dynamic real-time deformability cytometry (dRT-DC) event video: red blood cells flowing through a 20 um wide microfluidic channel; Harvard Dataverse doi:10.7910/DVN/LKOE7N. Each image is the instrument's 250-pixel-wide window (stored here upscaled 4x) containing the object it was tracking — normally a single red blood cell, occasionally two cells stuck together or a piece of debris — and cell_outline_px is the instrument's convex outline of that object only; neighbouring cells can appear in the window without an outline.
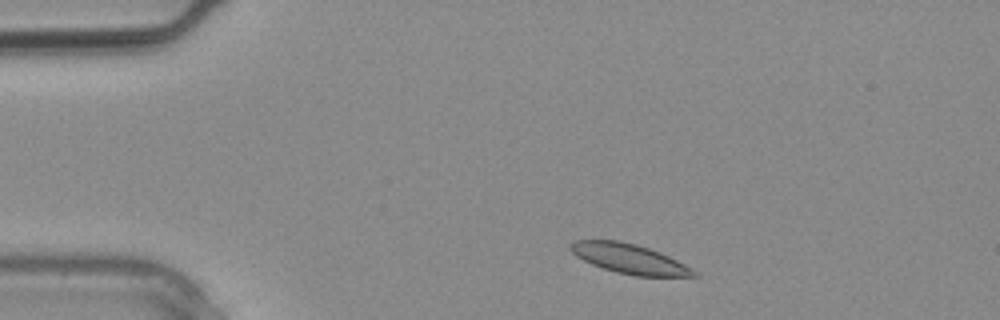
{"species": "common noctule bat (a hibernating species)", "species_latin": "Nyctalus noctula", "temperature_condition": "warm", "stored_images_in_passage": 2, "camera_frame_rate_fps": 3000, "um_per_image_px": 0.085, "animal": {"sex": "male", "body_mass_g": 20.4}, "frame": {"image": 1, "passage_image": 2, "time_ms": 0.333, "image_size_px": [1000, 320], "cell_outline_px": [[700, 276], [636, 276], [616, 272], [592, 264], [576, 256], [568, 248], [568, 244], [576, 240], [616, 240], [636, 244], [660, 252], [692, 268]], "centroid_in_image_um": [53.47, 21.98], "position_along_channel_um": 31.5, "area_um2": 21.15}}